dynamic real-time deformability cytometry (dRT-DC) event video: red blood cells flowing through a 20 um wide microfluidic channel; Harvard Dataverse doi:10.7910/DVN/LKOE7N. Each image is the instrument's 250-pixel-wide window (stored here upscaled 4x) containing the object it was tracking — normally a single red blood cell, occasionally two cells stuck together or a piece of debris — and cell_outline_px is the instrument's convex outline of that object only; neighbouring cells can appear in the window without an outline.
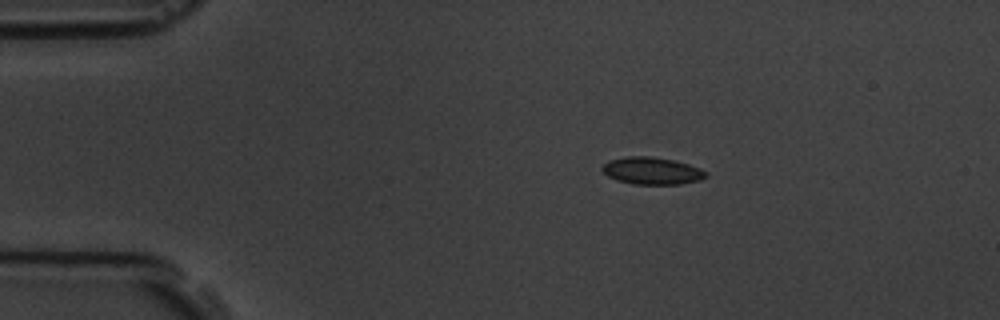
{"species": "common noctule bat (a hibernating species)", "species_latin": "Nyctalus noctula", "temperature_condition": "room temperature", "stored_images_in_passage": 4, "camera_frame_rate_fps": 3000, "um_per_image_px": 0.085, "animal": {"sex": "male", "body_mass_g": 19.5, "forearm_length_mm": 54.6}, "frame": {"image": 1, "passage_image": 3, "time_ms": 2.333, "image_size_px": [1000, 320], "cell_outline_px": [[708, 176], [700, 180], [680, 184], [632, 184], [616, 180], [608, 176], [600, 168], [608, 160], [628, 156], [652, 156], [672, 160], [688, 164], [700, 168], [708, 172]], "centroid_in_image_um": [55.41, 14.52], "position_along_channel_um": 29.6, "area_um2": 16.53}}